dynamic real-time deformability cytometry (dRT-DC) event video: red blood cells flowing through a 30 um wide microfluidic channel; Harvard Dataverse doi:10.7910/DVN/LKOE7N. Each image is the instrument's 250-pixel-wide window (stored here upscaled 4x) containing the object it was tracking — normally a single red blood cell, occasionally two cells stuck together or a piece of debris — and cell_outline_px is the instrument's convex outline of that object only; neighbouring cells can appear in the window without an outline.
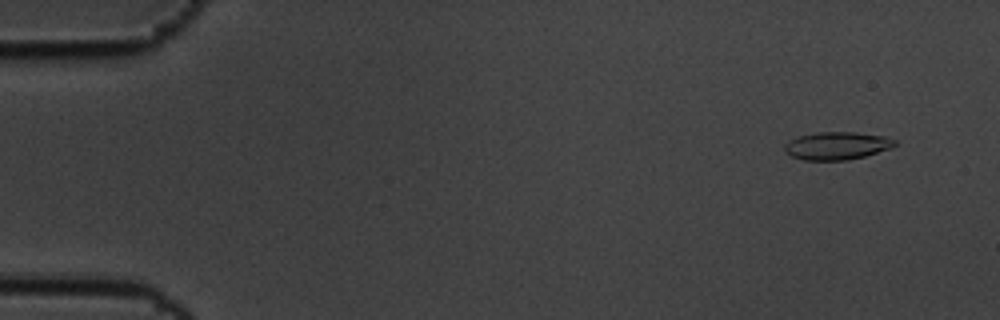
{"species": "common noctule bat (a hibernating species)", "species_latin": "Nyctalus noctula", "temperature_condition": "cold", "stored_images_in_passage": 58, "camera_frame_rate_fps": 3000, "um_per_image_px": 0.085, "animal": {"sex": "male", "body_mass_g": 19.5, "forearm_length_mm": 54.6}, "frame": {"image": 1, "passage_image": 4, "time_ms": 1.0, "image_size_px": [1000, 320], "cell_outline_px": [[896, 144], [892, 148], [864, 156], [848, 160], [804, 160], [792, 156], [784, 152], [784, 144], [788, 140], [796, 136], [816, 132], [856, 132], [884, 136], [896, 140]], "centroid_in_image_um": [71.1, 12.38], "position_along_channel_um": 13.9, "area_um2": 18.03}}
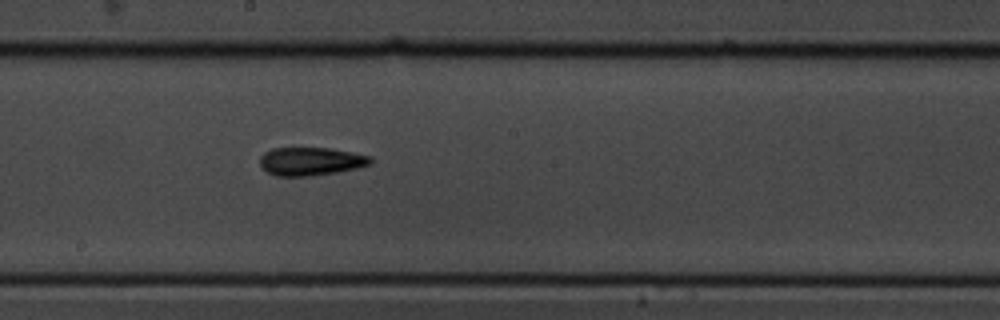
{"frame": {"image": 2, "passage_image": 32, "time_ms": 10.333, "image_size_px": [1000, 320], "cell_outline_px": [[372, 164], [356, 168], [336, 172], [312, 176], [276, 176], [268, 172], [260, 164], [260, 156], [264, 152], [272, 148], [328, 148], [352, 152], [372, 156]], "centroid_in_image_um": [26.43, 13.71], "position_along_channel_um": 221.8, "area_um2": 18.21}}
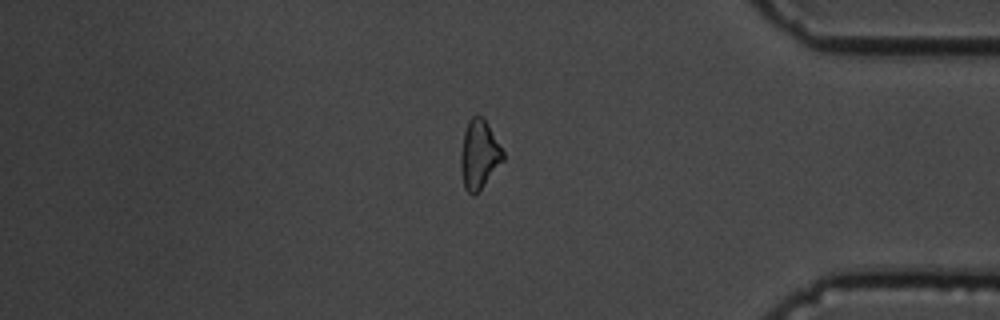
{"frame": {"image": 3, "passage_image": 49, "time_ms": 16.0, "image_size_px": [1000, 320], "cell_outline_px": [[504, 160], [480, 188], [472, 196], [464, 188], [460, 172], [460, 152], [464, 132], [468, 120], [472, 116], [480, 116], [488, 124], [504, 152]], "centroid_in_image_um": [40.7, 13.13], "position_along_channel_um": 394.5, "area_um2": 16.82}, "authors_computed_cell_mechanics": {"area_um2": 17.8024, "velocity_mm_per_s": 3.4775, "shape_relaxation_time_tau1_ms": 4.6158, "shape_relaxation_time_tau2_ms": 6.9189, "deformation_change_tau1": 0.1236, "deformation_change_tau2": 0.1586}}